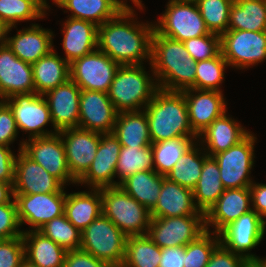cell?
Returning <instances> with one entry per match:
<instances>
[{
    "label": "cell",
    "instance_id": "obj_1",
    "mask_svg": "<svg viewBox=\"0 0 266 267\" xmlns=\"http://www.w3.org/2000/svg\"><path fill=\"white\" fill-rule=\"evenodd\" d=\"M134 16L133 9H122L98 26V49L119 65L144 64L146 58L151 62L154 24H136Z\"/></svg>",
    "mask_w": 266,
    "mask_h": 267
},
{
    "label": "cell",
    "instance_id": "obj_2",
    "mask_svg": "<svg viewBox=\"0 0 266 267\" xmlns=\"http://www.w3.org/2000/svg\"><path fill=\"white\" fill-rule=\"evenodd\" d=\"M149 64L158 88L168 91L195 89L196 62L183 42L162 36L154 30Z\"/></svg>",
    "mask_w": 266,
    "mask_h": 267
},
{
    "label": "cell",
    "instance_id": "obj_3",
    "mask_svg": "<svg viewBox=\"0 0 266 267\" xmlns=\"http://www.w3.org/2000/svg\"><path fill=\"white\" fill-rule=\"evenodd\" d=\"M151 143L176 137H198L192 130L185 96L182 91L158 88L144 108Z\"/></svg>",
    "mask_w": 266,
    "mask_h": 267
},
{
    "label": "cell",
    "instance_id": "obj_4",
    "mask_svg": "<svg viewBox=\"0 0 266 267\" xmlns=\"http://www.w3.org/2000/svg\"><path fill=\"white\" fill-rule=\"evenodd\" d=\"M148 75L142 64L118 67L107 92L118 113L144 110L152 100L158 85Z\"/></svg>",
    "mask_w": 266,
    "mask_h": 267
},
{
    "label": "cell",
    "instance_id": "obj_5",
    "mask_svg": "<svg viewBox=\"0 0 266 267\" xmlns=\"http://www.w3.org/2000/svg\"><path fill=\"white\" fill-rule=\"evenodd\" d=\"M102 213L108 217L127 237L146 235L150 211L128 195L120 186L101 188Z\"/></svg>",
    "mask_w": 266,
    "mask_h": 267
},
{
    "label": "cell",
    "instance_id": "obj_6",
    "mask_svg": "<svg viewBox=\"0 0 266 267\" xmlns=\"http://www.w3.org/2000/svg\"><path fill=\"white\" fill-rule=\"evenodd\" d=\"M127 236L103 213L81 232L80 249L95 258L121 267Z\"/></svg>",
    "mask_w": 266,
    "mask_h": 267
},
{
    "label": "cell",
    "instance_id": "obj_7",
    "mask_svg": "<svg viewBox=\"0 0 266 267\" xmlns=\"http://www.w3.org/2000/svg\"><path fill=\"white\" fill-rule=\"evenodd\" d=\"M154 30L171 39L184 42L209 34L195 1L169 0Z\"/></svg>",
    "mask_w": 266,
    "mask_h": 267
},
{
    "label": "cell",
    "instance_id": "obj_8",
    "mask_svg": "<svg viewBox=\"0 0 266 267\" xmlns=\"http://www.w3.org/2000/svg\"><path fill=\"white\" fill-rule=\"evenodd\" d=\"M220 37L223 58L233 68L253 67L266 59V31L227 30Z\"/></svg>",
    "mask_w": 266,
    "mask_h": 267
},
{
    "label": "cell",
    "instance_id": "obj_9",
    "mask_svg": "<svg viewBox=\"0 0 266 267\" xmlns=\"http://www.w3.org/2000/svg\"><path fill=\"white\" fill-rule=\"evenodd\" d=\"M206 231L205 215L151 218L148 237L161 249L186 246Z\"/></svg>",
    "mask_w": 266,
    "mask_h": 267
},
{
    "label": "cell",
    "instance_id": "obj_10",
    "mask_svg": "<svg viewBox=\"0 0 266 267\" xmlns=\"http://www.w3.org/2000/svg\"><path fill=\"white\" fill-rule=\"evenodd\" d=\"M254 134H248L238 144L215 154L219 166L220 179L225 189L250 187L249 178L254 165Z\"/></svg>",
    "mask_w": 266,
    "mask_h": 267
},
{
    "label": "cell",
    "instance_id": "obj_11",
    "mask_svg": "<svg viewBox=\"0 0 266 267\" xmlns=\"http://www.w3.org/2000/svg\"><path fill=\"white\" fill-rule=\"evenodd\" d=\"M120 65L99 49L70 63V79L81 90L107 93Z\"/></svg>",
    "mask_w": 266,
    "mask_h": 267
},
{
    "label": "cell",
    "instance_id": "obj_12",
    "mask_svg": "<svg viewBox=\"0 0 266 267\" xmlns=\"http://www.w3.org/2000/svg\"><path fill=\"white\" fill-rule=\"evenodd\" d=\"M22 150L29 158L40 164L63 185L77 183L69 170L64 143L59 132L49 136L31 138L21 142Z\"/></svg>",
    "mask_w": 266,
    "mask_h": 267
},
{
    "label": "cell",
    "instance_id": "obj_13",
    "mask_svg": "<svg viewBox=\"0 0 266 267\" xmlns=\"http://www.w3.org/2000/svg\"><path fill=\"white\" fill-rule=\"evenodd\" d=\"M11 109L19 130L29 132V138L49 136L58 132L47 131L44 126L52 123L48 103L43 95L35 92L14 94L3 100Z\"/></svg>",
    "mask_w": 266,
    "mask_h": 267
},
{
    "label": "cell",
    "instance_id": "obj_14",
    "mask_svg": "<svg viewBox=\"0 0 266 267\" xmlns=\"http://www.w3.org/2000/svg\"><path fill=\"white\" fill-rule=\"evenodd\" d=\"M265 229L266 221L252 209L241 215L219 233L220 243L226 249L246 259L259 258L249 252L260 244L264 237Z\"/></svg>",
    "mask_w": 266,
    "mask_h": 267
},
{
    "label": "cell",
    "instance_id": "obj_15",
    "mask_svg": "<svg viewBox=\"0 0 266 267\" xmlns=\"http://www.w3.org/2000/svg\"><path fill=\"white\" fill-rule=\"evenodd\" d=\"M20 225L29 224L38 231L44 224L64 214L66 192L14 194Z\"/></svg>",
    "mask_w": 266,
    "mask_h": 267
},
{
    "label": "cell",
    "instance_id": "obj_16",
    "mask_svg": "<svg viewBox=\"0 0 266 267\" xmlns=\"http://www.w3.org/2000/svg\"><path fill=\"white\" fill-rule=\"evenodd\" d=\"M71 175L78 181L89 169L99 147L101 133L69 128L59 131Z\"/></svg>",
    "mask_w": 266,
    "mask_h": 267
},
{
    "label": "cell",
    "instance_id": "obj_17",
    "mask_svg": "<svg viewBox=\"0 0 266 267\" xmlns=\"http://www.w3.org/2000/svg\"><path fill=\"white\" fill-rule=\"evenodd\" d=\"M15 161L14 194H41L65 192V186L22 150Z\"/></svg>",
    "mask_w": 266,
    "mask_h": 267
},
{
    "label": "cell",
    "instance_id": "obj_18",
    "mask_svg": "<svg viewBox=\"0 0 266 267\" xmlns=\"http://www.w3.org/2000/svg\"><path fill=\"white\" fill-rule=\"evenodd\" d=\"M118 112L107 93L81 90L78 128L112 133Z\"/></svg>",
    "mask_w": 266,
    "mask_h": 267
},
{
    "label": "cell",
    "instance_id": "obj_19",
    "mask_svg": "<svg viewBox=\"0 0 266 267\" xmlns=\"http://www.w3.org/2000/svg\"><path fill=\"white\" fill-rule=\"evenodd\" d=\"M120 149L121 144L113 133H101L95 159L77 184H87L92 188L118 186L114 177Z\"/></svg>",
    "mask_w": 266,
    "mask_h": 267
},
{
    "label": "cell",
    "instance_id": "obj_20",
    "mask_svg": "<svg viewBox=\"0 0 266 267\" xmlns=\"http://www.w3.org/2000/svg\"><path fill=\"white\" fill-rule=\"evenodd\" d=\"M80 93L81 89L69 79L43 95L49 106L54 132L78 127Z\"/></svg>",
    "mask_w": 266,
    "mask_h": 267
},
{
    "label": "cell",
    "instance_id": "obj_21",
    "mask_svg": "<svg viewBox=\"0 0 266 267\" xmlns=\"http://www.w3.org/2000/svg\"><path fill=\"white\" fill-rule=\"evenodd\" d=\"M35 92L32 65L19 59L8 45L0 47V99Z\"/></svg>",
    "mask_w": 266,
    "mask_h": 267
},
{
    "label": "cell",
    "instance_id": "obj_22",
    "mask_svg": "<svg viewBox=\"0 0 266 267\" xmlns=\"http://www.w3.org/2000/svg\"><path fill=\"white\" fill-rule=\"evenodd\" d=\"M250 203H252L250 187L225 189L205 213L206 230L209 231V226H215L213 233L219 234L241 215L252 210Z\"/></svg>",
    "mask_w": 266,
    "mask_h": 267
},
{
    "label": "cell",
    "instance_id": "obj_23",
    "mask_svg": "<svg viewBox=\"0 0 266 267\" xmlns=\"http://www.w3.org/2000/svg\"><path fill=\"white\" fill-rule=\"evenodd\" d=\"M182 92L185 96L191 128L197 135L226 112L222 91L188 88Z\"/></svg>",
    "mask_w": 266,
    "mask_h": 267
},
{
    "label": "cell",
    "instance_id": "obj_24",
    "mask_svg": "<svg viewBox=\"0 0 266 267\" xmlns=\"http://www.w3.org/2000/svg\"><path fill=\"white\" fill-rule=\"evenodd\" d=\"M150 214L151 218L205 215L195 206L193 190L183 187L165 176H163L157 203Z\"/></svg>",
    "mask_w": 266,
    "mask_h": 267
},
{
    "label": "cell",
    "instance_id": "obj_25",
    "mask_svg": "<svg viewBox=\"0 0 266 267\" xmlns=\"http://www.w3.org/2000/svg\"><path fill=\"white\" fill-rule=\"evenodd\" d=\"M63 50L70 64L98 49V26L93 22L69 17L63 24Z\"/></svg>",
    "mask_w": 266,
    "mask_h": 267
},
{
    "label": "cell",
    "instance_id": "obj_26",
    "mask_svg": "<svg viewBox=\"0 0 266 267\" xmlns=\"http://www.w3.org/2000/svg\"><path fill=\"white\" fill-rule=\"evenodd\" d=\"M53 36L52 31L32 24L8 37L7 45L19 59L32 65L54 49Z\"/></svg>",
    "mask_w": 266,
    "mask_h": 267
},
{
    "label": "cell",
    "instance_id": "obj_27",
    "mask_svg": "<svg viewBox=\"0 0 266 267\" xmlns=\"http://www.w3.org/2000/svg\"><path fill=\"white\" fill-rule=\"evenodd\" d=\"M249 133L246 129L237 123V121L226 115L224 112L221 116L216 118L205 130H203L198 138L202 139L200 142L207 144L206 150L209 156L225 151L230 147L238 144ZM209 151V152H208Z\"/></svg>",
    "mask_w": 266,
    "mask_h": 267
},
{
    "label": "cell",
    "instance_id": "obj_28",
    "mask_svg": "<svg viewBox=\"0 0 266 267\" xmlns=\"http://www.w3.org/2000/svg\"><path fill=\"white\" fill-rule=\"evenodd\" d=\"M90 189L66 193L64 215L80 232L102 213L101 188Z\"/></svg>",
    "mask_w": 266,
    "mask_h": 267
},
{
    "label": "cell",
    "instance_id": "obj_29",
    "mask_svg": "<svg viewBox=\"0 0 266 267\" xmlns=\"http://www.w3.org/2000/svg\"><path fill=\"white\" fill-rule=\"evenodd\" d=\"M25 260L38 267H64L66 250L39 231L26 230L22 234Z\"/></svg>",
    "mask_w": 266,
    "mask_h": 267
},
{
    "label": "cell",
    "instance_id": "obj_30",
    "mask_svg": "<svg viewBox=\"0 0 266 267\" xmlns=\"http://www.w3.org/2000/svg\"><path fill=\"white\" fill-rule=\"evenodd\" d=\"M57 54L53 49L32 64L35 93L44 95L70 79V64Z\"/></svg>",
    "mask_w": 266,
    "mask_h": 267
},
{
    "label": "cell",
    "instance_id": "obj_31",
    "mask_svg": "<svg viewBox=\"0 0 266 267\" xmlns=\"http://www.w3.org/2000/svg\"><path fill=\"white\" fill-rule=\"evenodd\" d=\"M112 133L121 146L146 147L152 144L144 110L118 113Z\"/></svg>",
    "mask_w": 266,
    "mask_h": 267
},
{
    "label": "cell",
    "instance_id": "obj_32",
    "mask_svg": "<svg viewBox=\"0 0 266 267\" xmlns=\"http://www.w3.org/2000/svg\"><path fill=\"white\" fill-rule=\"evenodd\" d=\"M203 152L204 164L198 183L193 189V198L195 206L206 213L222 195L225 188L220 179L219 166L215 158L205 153L206 151Z\"/></svg>",
    "mask_w": 266,
    "mask_h": 267
},
{
    "label": "cell",
    "instance_id": "obj_33",
    "mask_svg": "<svg viewBox=\"0 0 266 267\" xmlns=\"http://www.w3.org/2000/svg\"><path fill=\"white\" fill-rule=\"evenodd\" d=\"M59 8H65L70 17L93 22L97 26L114 18L123 8L121 0H60Z\"/></svg>",
    "mask_w": 266,
    "mask_h": 267
},
{
    "label": "cell",
    "instance_id": "obj_34",
    "mask_svg": "<svg viewBox=\"0 0 266 267\" xmlns=\"http://www.w3.org/2000/svg\"><path fill=\"white\" fill-rule=\"evenodd\" d=\"M162 182L163 176L155 170H150L137 172L126 178L118 186L151 211L157 203Z\"/></svg>",
    "mask_w": 266,
    "mask_h": 267
},
{
    "label": "cell",
    "instance_id": "obj_35",
    "mask_svg": "<svg viewBox=\"0 0 266 267\" xmlns=\"http://www.w3.org/2000/svg\"><path fill=\"white\" fill-rule=\"evenodd\" d=\"M228 30L266 31V0H234Z\"/></svg>",
    "mask_w": 266,
    "mask_h": 267
},
{
    "label": "cell",
    "instance_id": "obj_36",
    "mask_svg": "<svg viewBox=\"0 0 266 267\" xmlns=\"http://www.w3.org/2000/svg\"><path fill=\"white\" fill-rule=\"evenodd\" d=\"M161 248L148 235L128 236L121 267H159Z\"/></svg>",
    "mask_w": 266,
    "mask_h": 267
},
{
    "label": "cell",
    "instance_id": "obj_37",
    "mask_svg": "<svg viewBox=\"0 0 266 267\" xmlns=\"http://www.w3.org/2000/svg\"><path fill=\"white\" fill-rule=\"evenodd\" d=\"M197 138L176 137L166 141L152 143L154 170L158 174L166 176L184 153L194 144Z\"/></svg>",
    "mask_w": 266,
    "mask_h": 267
},
{
    "label": "cell",
    "instance_id": "obj_38",
    "mask_svg": "<svg viewBox=\"0 0 266 267\" xmlns=\"http://www.w3.org/2000/svg\"><path fill=\"white\" fill-rule=\"evenodd\" d=\"M196 145L195 142L165 176L169 180L191 190L197 185L204 164V153L199 152L201 150Z\"/></svg>",
    "mask_w": 266,
    "mask_h": 267
},
{
    "label": "cell",
    "instance_id": "obj_39",
    "mask_svg": "<svg viewBox=\"0 0 266 267\" xmlns=\"http://www.w3.org/2000/svg\"><path fill=\"white\" fill-rule=\"evenodd\" d=\"M150 170H154L151 145L146 147L121 146L116 165V175L120 179L118 185L137 172Z\"/></svg>",
    "mask_w": 266,
    "mask_h": 267
},
{
    "label": "cell",
    "instance_id": "obj_40",
    "mask_svg": "<svg viewBox=\"0 0 266 267\" xmlns=\"http://www.w3.org/2000/svg\"><path fill=\"white\" fill-rule=\"evenodd\" d=\"M38 231L66 251L80 249L81 232L64 214L48 221Z\"/></svg>",
    "mask_w": 266,
    "mask_h": 267
},
{
    "label": "cell",
    "instance_id": "obj_41",
    "mask_svg": "<svg viewBox=\"0 0 266 267\" xmlns=\"http://www.w3.org/2000/svg\"><path fill=\"white\" fill-rule=\"evenodd\" d=\"M234 0H195L209 32L222 35L228 30Z\"/></svg>",
    "mask_w": 266,
    "mask_h": 267
},
{
    "label": "cell",
    "instance_id": "obj_42",
    "mask_svg": "<svg viewBox=\"0 0 266 267\" xmlns=\"http://www.w3.org/2000/svg\"><path fill=\"white\" fill-rule=\"evenodd\" d=\"M226 66L229 65L222 53L214 58L196 62L195 89L221 91L219 85L223 83Z\"/></svg>",
    "mask_w": 266,
    "mask_h": 267
},
{
    "label": "cell",
    "instance_id": "obj_43",
    "mask_svg": "<svg viewBox=\"0 0 266 267\" xmlns=\"http://www.w3.org/2000/svg\"><path fill=\"white\" fill-rule=\"evenodd\" d=\"M206 230L185 246L184 267H206L214 249L220 244L219 234ZM213 234L214 237L211 235Z\"/></svg>",
    "mask_w": 266,
    "mask_h": 267
},
{
    "label": "cell",
    "instance_id": "obj_44",
    "mask_svg": "<svg viewBox=\"0 0 266 267\" xmlns=\"http://www.w3.org/2000/svg\"><path fill=\"white\" fill-rule=\"evenodd\" d=\"M44 14L31 0H0V20L9 27L20 21L44 18Z\"/></svg>",
    "mask_w": 266,
    "mask_h": 267
},
{
    "label": "cell",
    "instance_id": "obj_45",
    "mask_svg": "<svg viewBox=\"0 0 266 267\" xmlns=\"http://www.w3.org/2000/svg\"><path fill=\"white\" fill-rule=\"evenodd\" d=\"M183 43L195 62L214 58L221 53V37L211 32Z\"/></svg>",
    "mask_w": 266,
    "mask_h": 267
},
{
    "label": "cell",
    "instance_id": "obj_46",
    "mask_svg": "<svg viewBox=\"0 0 266 267\" xmlns=\"http://www.w3.org/2000/svg\"><path fill=\"white\" fill-rule=\"evenodd\" d=\"M20 226L15 199L0 204V240L22 236L23 231L19 230Z\"/></svg>",
    "mask_w": 266,
    "mask_h": 267
},
{
    "label": "cell",
    "instance_id": "obj_47",
    "mask_svg": "<svg viewBox=\"0 0 266 267\" xmlns=\"http://www.w3.org/2000/svg\"><path fill=\"white\" fill-rule=\"evenodd\" d=\"M25 260L22 236L0 240V267H21Z\"/></svg>",
    "mask_w": 266,
    "mask_h": 267
},
{
    "label": "cell",
    "instance_id": "obj_48",
    "mask_svg": "<svg viewBox=\"0 0 266 267\" xmlns=\"http://www.w3.org/2000/svg\"><path fill=\"white\" fill-rule=\"evenodd\" d=\"M18 127L9 106L0 100V144L8 146L18 135Z\"/></svg>",
    "mask_w": 266,
    "mask_h": 267
},
{
    "label": "cell",
    "instance_id": "obj_49",
    "mask_svg": "<svg viewBox=\"0 0 266 267\" xmlns=\"http://www.w3.org/2000/svg\"><path fill=\"white\" fill-rule=\"evenodd\" d=\"M246 258L226 249L221 243L214 249L206 267H243Z\"/></svg>",
    "mask_w": 266,
    "mask_h": 267
},
{
    "label": "cell",
    "instance_id": "obj_50",
    "mask_svg": "<svg viewBox=\"0 0 266 267\" xmlns=\"http://www.w3.org/2000/svg\"><path fill=\"white\" fill-rule=\"evenodd\" d=\"M64 267H114L112 264L95 258L92 254L78 250L66 252Z\"/></svg>",
    "mask_w": 266,
    "mask_h": 267
},
{
    "label": "cell",
    "instance_id": "obj_51",
    "mask_svg": "<svg viewBox=\"0 0 266 267\" xmlns=\"http://www.w3.org/2000/svg\"><path fill=\"white\" fill-rule=\"evenodd\" d=\"M10 149V147L0 144V180L13 183L16 156Z\"/></svg>",
    "mask_w": 266,
    "mask_h": 267
},
{
    "label": "cell",
    "instance_id": "obj_52",
    "mask_svg": "<svg viewBox=\"0 0 266 267\" xmlns=\"http://www.w3.org/2000/svg\"><path fill=\"white\" fill-rule=\"evenodd\" d=\"M185 247H167L161 249L159 267H184Z\"/></svg>",
    "mask_w": 266,
    "mask_h": 267
},
{
    "label": "cell",
    "instance_id": "obj_53",
    "mask_svg": "<svg viewBox=\"0 0 266 267\" xmlns=\"http://www.w3.org/2000/svg\"><path fill=\"white\" fill-rule=\"evenodd\" d=\"M251 207L263 220L266 219V184L252 183ZM265 218V219H264Z\"/></svg>",
    "mask_w": 266,
    "mask_h": 267
},
{
    "label": "cell",
    "instance_id": "obj_54",
    "mask_svg": "<svg viewBox=\"0 0 266 267\" xmlns=\"http://www.w3.org/2000/svg\"><path fill=\"white\" fill-rule=\"evenodd\" d=\"M14 198L13 183L0 180V204L11 202Z\"/></svg>",
    "mask_w": 266,
    "mask_h": 267
},
{
    "label": "cell",
    "instance_id": "obj_55",
    "mask_svg": "<svg viewBox=\"0 0 266 267\" xmlns=\"http://www.w3.org/2000/svg\"><path fill=\"white\" fill-rule=\"evenodd\" d=\"M13 27H9L5 22L0 20V47L7 45V34Z\"/></svg>",
    "mask_w": 266,
    "mask_h": 267
},
{
    "label": "cell",
    "instance_id": "obj_56",
    "mask_svg": "<svg viewBox=\"0 0 266 267\" xmlns=\"http://www.w3.org/2000/svg\"><path fill=\"white\" fill-rule=\"evenodd\" d=\"M243 267H266V259L262 258H247L243 263Z\"/></svg>",
    "mask_w": 266,
    "mask_h": 267
},
{
    "label": "cell",
    "instance_id": "obj_57",
    "mask_svg": "<svg viewBox=\"0 0 266 267\" xmlns=\"http://www.w3.org/2000/svg\"><path fill=\"white\" fill-rule=\"evenodd\" d=\"M125 0H121V7L123 9H132V6L130 7V5L127 4V0L126 2H124ZM134 5L137 6V8H139L140 10H143V4L141 0H131Z\"/></svg>",
    "mask_w": 266,
    "mask_h": 267
},
{
    "label": "cell",
    "instance_id": "obj_58",
    "mask_svg": "<svg viewBox=\"0 0 266 267\" xmlns=\"http://www.w3.org/2000/svg\"><path fill=\"white\" fill-rule=\"evenodd\" d=\"M44 14L50 8L47 7L42 0H31Z\"/></svg>",
    "mask_w": 266,
    "mask_h": 267
},
{
    "label": "cell",
    "instance_id": "obj_59",
    "mask_svg": "<svg viewBox=\"0 0 266 267\" xmlns=\"http://www.w3.org/2000/svg\"><path fill=\"white\" fill-rule=\"evenodd\" d=\"M21 267H38V266H35V265L29 263L27 260H24L21 264Z\"/></svg>",
    "mask_w": 266,
    "mask_h": 267
},
{
    "label": "cell",
    "instance_id": "obj_60",
    "mask_svg": "<svg viewBox=\"0 0 266 267\" xmlns=\"http://www.w3.org/2000/svg\"><path fill=\"white\" fill-rule=\"evenodd\" d=\"M43 1V3L47 6V7H49V5L47 4V1L46 0H42ZM54 2L53 3H55L56 5H57V3L60 1V0H53Z\"/></svg>",
    "mask_w": 266,
    "mask_h": 267
}]
</instances>
